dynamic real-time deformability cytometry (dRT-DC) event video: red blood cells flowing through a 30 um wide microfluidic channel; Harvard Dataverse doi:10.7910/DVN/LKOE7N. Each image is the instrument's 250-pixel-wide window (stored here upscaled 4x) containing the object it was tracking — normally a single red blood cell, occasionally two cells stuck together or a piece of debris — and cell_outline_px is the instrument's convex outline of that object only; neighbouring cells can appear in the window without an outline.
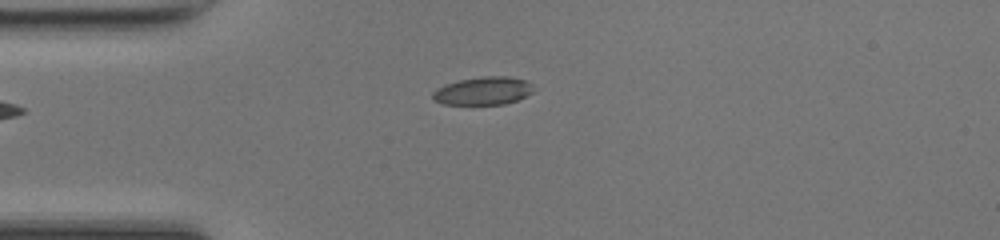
{"species": "common noctule bat (a hibernating species)", "species_latin": "Nyctalus noctula", "temperature_condition": "room temperature", "stored_images_in_passage": 37, "camera_frame_rate_fps": 3000, "um_per_image_px": 0.085, "animal": {"sex": "female", "body_mass_g": 17.0, "forearm_length_mm": 48.0}, "frame": {"image": 1, "passage_image": 1, "time_ms": 0.0, "image_size_px": [1000, 240], "cell_outline_px": [[532, 92], [516, 100], [504, 104], [444, 104], [432, 100], [432, 92], [436, 88], [444, 84], [460, 80], [484, 76], [508, 76], [524, 80], [532, 84]], "centroid_in_image_um": [41.01, 7.72], "position_along_channel_um": 44.0, "area_um2": 16.36}}
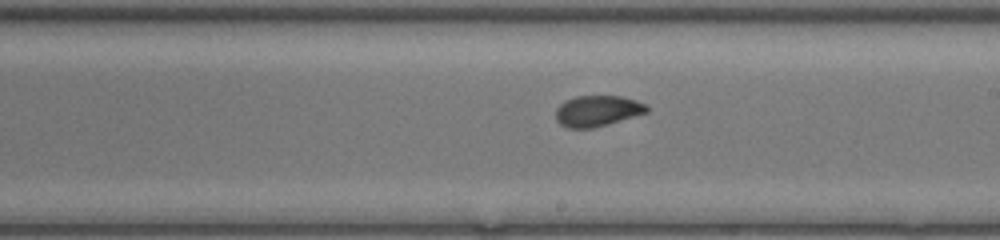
{"frame": {"image": 2, "passage_image": 16, "time_ms": 5.0, "image_size_px": [1000, 240], "cell_outline_px": [[648, 112], [608, 124], [592, 128], [568, 128], [560, 124], [556, 120], [556, 108], [564, 100], [576, 96], [624, 96], [636, 100], [644, 104], [648, 108]], "centroid_in_image_um": [50.75, 9.42], "position_along_channel_um": 238.2, "area_um2": 16.42}}
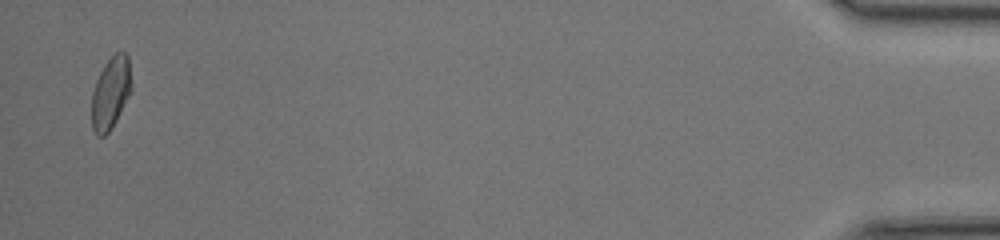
{"frame": {"image": 3, "passage_image": 36, "time_ms": 11.667, "image_size_px": [1000, 240], "cell_outline_px": [[132, 88], [116, 120], [108, 132], [104, 136], [96, 136], [92, 128], [92, 92], [96, 80], [104, 64], [116, 52], [124, 52], [128, 56]], "centroid_in_image_um": [9.39, 7.89], "position_along_channel_um": 425.8, "area_um2": 16.53}, "authors_computed_cell_mechanics": {"area_um2": 16.762, "velocity_mm_per_s": 4.2621, "shape_relaxation_time_tau1_ms": 2.9456, "shape_relaxation_time_tau2_ms": 1.0865, "deformation_change_tau1": 0.0918, "deformation_change_tau2": 0.0509}}